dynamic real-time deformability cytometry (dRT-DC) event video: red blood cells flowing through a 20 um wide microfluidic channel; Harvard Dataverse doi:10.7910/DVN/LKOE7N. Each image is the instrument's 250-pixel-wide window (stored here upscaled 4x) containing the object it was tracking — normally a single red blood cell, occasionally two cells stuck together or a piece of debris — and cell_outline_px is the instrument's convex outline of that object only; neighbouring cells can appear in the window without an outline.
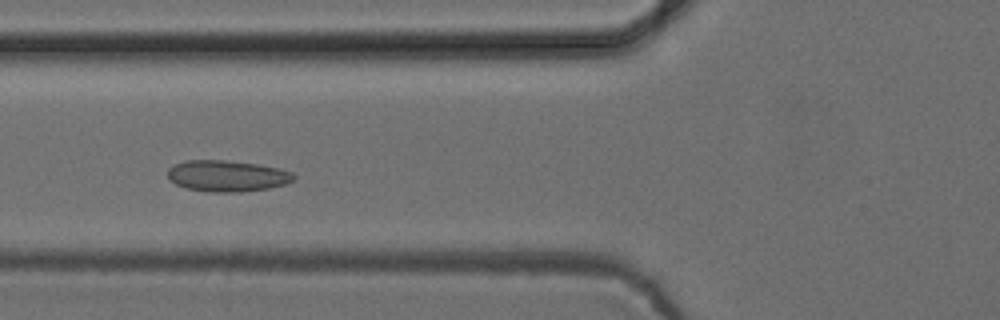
{"species": "common noctule bat (a hibernating species)", "species_latin": "Nyctalus noctula", "temperature_condition": "cold", "stored_images_in_passage": 50, "camera_frame_rate_fps": 3000, "um_per_image_px": 0.085, "animal": {"sex": "female", "body_mass_g": 24.6, "forearm_length_mm": 56.2}, "frame": {"image": 1, "passage_image": 17, "time_ms": 5.333, "image_size_px": [1000, 320], "cell_outline_px": [[296, 176], [292, 180], [284, 184], [268, 188], [240, 192], [212, 192], [188, 188], [176, 184], [168, 176], [168, 168], [184, 160], [224, 160], [256, 164], [280, 168], [292, 172]], "centroid_in_image_um": [19.31, 14.95], "position_along_channel_um": 106.5, "area_um2": 22.72}}
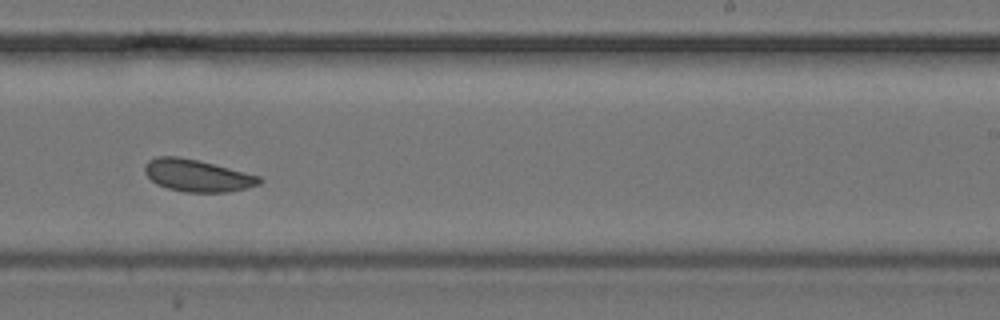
{"frame": {"image": 2, "passage_image": 30, "time_ms": 9.667, "image_size_px": [1000, 320], "cell_outline_px": [[264, 180], [260, 184], [248, 188], [228, 192], [184, 192], [168, 188], [156, 184], [144, 172], [144, 164], [148, 160], [156, 156], [180, 156], [260, 176]], "centroid_in_image_um": [16.75, 14.92], "position_along_channel_um": 272.2, "area_um2": 21.44}}
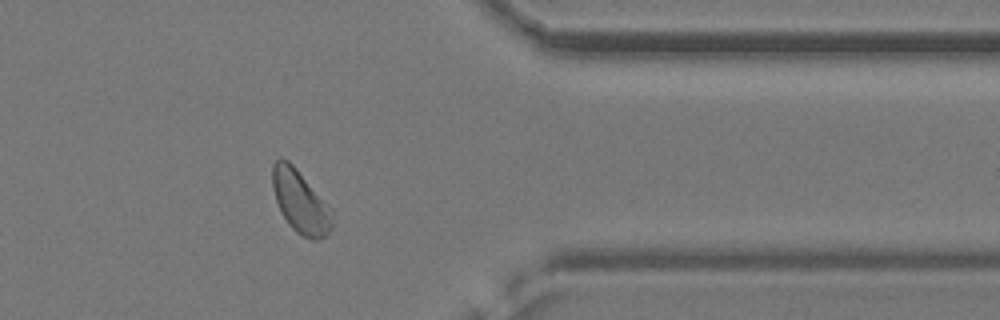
{"frame": {"image": 3, "passage_image": 40, "time_ms": 13.0, "image_size_px": [1000, 320], "cell_outline_px": [[332, 228], [320, 240], [312, 240], [300, 236], [288, 224], [276, 200], [272, 188], [272, 164], [280, 156], [288, 160], [292, 164], [332, 208]], "centroid_in_image_um": [25.53, 17.15], "position_along_channel_um": 385.9, "area_um2": 21.91}, "authors_computed_cell_mechanics": {"area_um2": 22.0796, "velocity_mm_per_s": 3.8312, "shape_relaxation_time_tau1_ms": 8.999, "shape_relaxation_time_tau2_ms": 1.3606, "deformation_change_tau1": 0.0679, "deformation_change_tau2": 0.062}}